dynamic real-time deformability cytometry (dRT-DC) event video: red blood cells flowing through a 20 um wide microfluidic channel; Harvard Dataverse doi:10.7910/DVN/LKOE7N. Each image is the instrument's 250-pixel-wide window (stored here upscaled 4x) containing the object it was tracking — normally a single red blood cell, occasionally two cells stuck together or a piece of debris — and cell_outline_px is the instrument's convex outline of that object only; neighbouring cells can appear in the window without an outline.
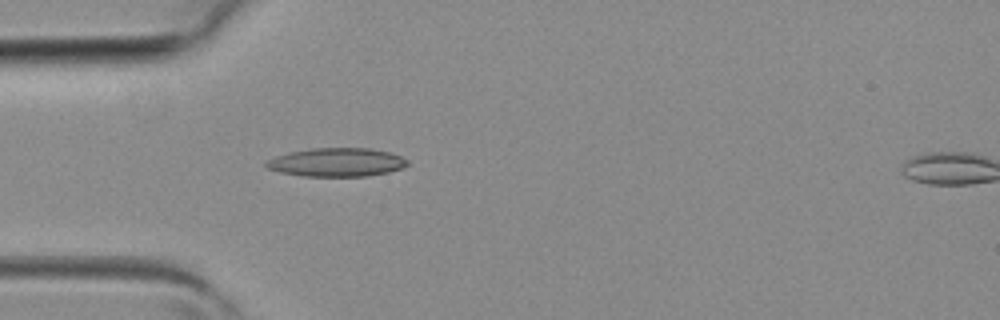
{"species": "common noctule bat (a hibernating species)", "species_latin": "Nyctalus noctula", "temperature_condition": "room temperature", "stored_images_in_passage": 4, "camera_frame_rate_fps": 3000, "um_per_image_px": 0.085, "animal": {"sex": "female", "body_mass_g": 19.3, "forearm_length_mm": 54.1}, "frame": {"image": 1, "passage_image": 3, "time_ms": 0.667, "image_size_px": [1000, 320], "cell_outline_px": [[408, 164], [404, 168], [388, 172], [368, 176], [304, 176], [280, 172], [268, 168], [264, 164], [268, 160], [276, 156], [292, 152], [312, 148], [372, 148], [388, 152], [400, 156], [408, 160]], "centroid_in_image_um": [28.65, 13.79], "position_along_channel_um": 56.3, "area_um2": 23.41}}